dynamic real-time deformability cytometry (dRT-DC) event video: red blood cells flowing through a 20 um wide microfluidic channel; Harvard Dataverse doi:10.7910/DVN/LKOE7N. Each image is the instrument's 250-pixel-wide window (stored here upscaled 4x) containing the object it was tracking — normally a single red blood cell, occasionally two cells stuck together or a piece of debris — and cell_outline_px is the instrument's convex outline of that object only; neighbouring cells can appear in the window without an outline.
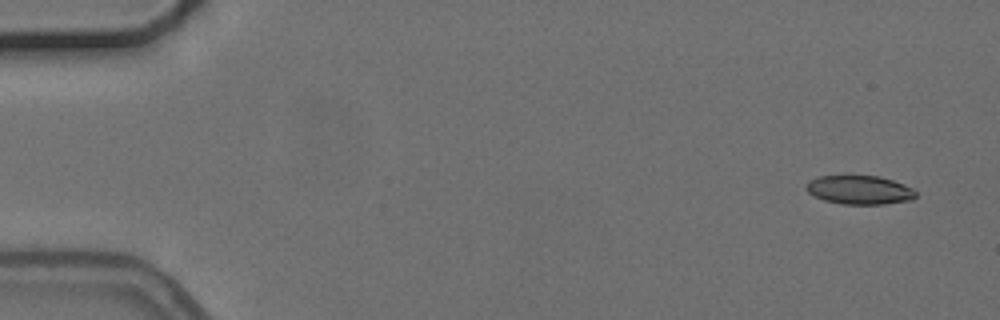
{"species": "common noctule bat (a hibernating species)", "species_latin": "Nyctalus noctula", "temperature_condition": "cold", "stored_images_in_passage": 5, "camera_frame_rate_fps": 3000, "um_per_image_px": 0.085, "animal": {"sex": "female", "body_mass_g": 24.6, "forearm_length_mm": 56.2}, "frame": {"image": 1, "passage_image": 1, "time_ms": 0.0, "image_size_px": [1000, 320], "cell_outline_px": [[916, 196], [912, 200], [884, 204], [840, 204], [824, 200], [808, 192], [804, 188], [808, 180], [820, 176], [880, 176], [904, 184], [912, 188], [916, 192]], "centroid_in_image_um": [73.06, 16.14], "position_along_channel_um": 11.9, "area_um2": 18.44}}
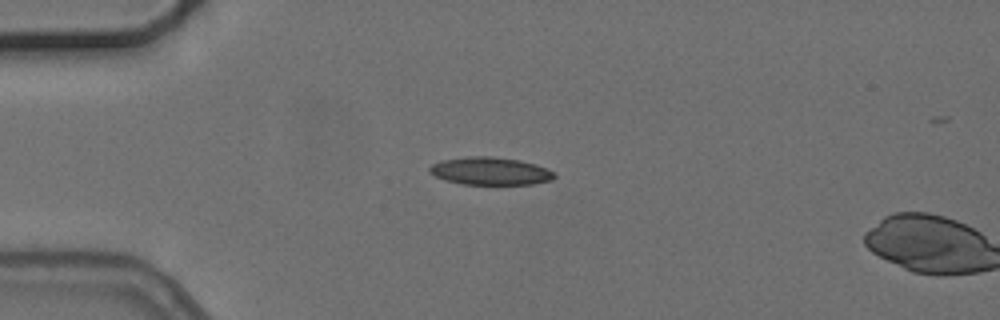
{"frame": {"image": 2, "passage_image": 4, "time_ms": 3.667, "image_size_px": [1000, 320], "cell_outline_px": [[556, 176], [552, 180], [532, 184], [460, 184], [444, 180], [428, 172], [428, 168], [432, 164], [440, 160], [468, 156], [492, 156], [520, 160], [536, 164], [548, 168], [556, 172]], "centroid_in_image_um": [41.68, 14.53], "position_along_channel_um": 43.3, "area_um2": 20.46}}